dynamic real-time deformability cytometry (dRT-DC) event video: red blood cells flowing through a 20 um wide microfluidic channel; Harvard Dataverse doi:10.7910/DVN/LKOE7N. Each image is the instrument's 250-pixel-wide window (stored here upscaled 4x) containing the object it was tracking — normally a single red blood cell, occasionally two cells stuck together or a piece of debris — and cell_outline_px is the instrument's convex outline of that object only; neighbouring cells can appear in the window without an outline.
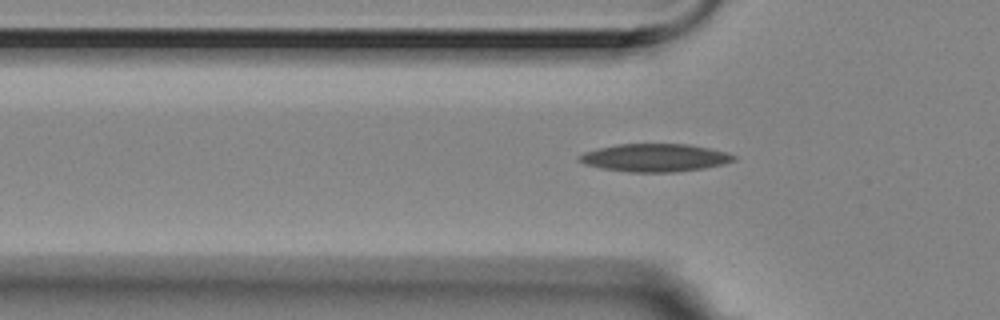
{"species": "Egyptian fruit bat (a non-hibernating species)", "species_latin": "Rousettus aegyptiacus", "temperature_condition": "room temperature", "stored_images_in_passage": 35, "camera_frame_rate_fps": 3000, "um_per_image_px": 0.085, "animal": {"sex": "female"}, "frame": {"image": 1, "passage_image": 3, "time_ms": 0.667, "image_size_px": [1000, 320], "cell_outline_px": [[736, 160], [724, 164], [704, 168], [676, 172], [628, 172], [600, 168], [584, 164], [576, 160], [576, 156], [584, 152], [616, 144], [688, 144], [728, 152], [736, 156]], "centroid_in_image_um": [55.64, 13.41], "position_along_channel_um": 70.2, "area_um2": 25.32}}
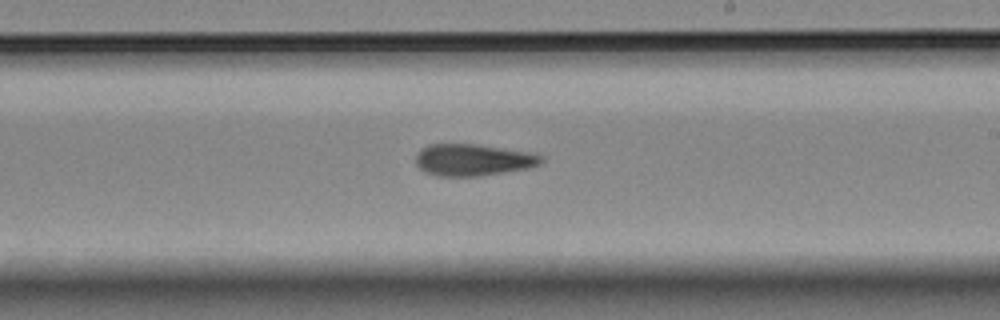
{"frame": {"image": 2, "passage_image": 18, "time_ms": 5.667, "image_size_px": [1000, 320], "cell_outline_px": [[544, 160], [540, 164], [532, 168], [480, 176], [436, 176], [424, 172], [416, 164], [416, 152], [420, 148], [428, 144], [476, 144], [536, 152], [544, 156]], "centroid_in_image_um": [40.26, 13.58], "position_along_channel_um": 248.7, "area_um2": 23.87}}
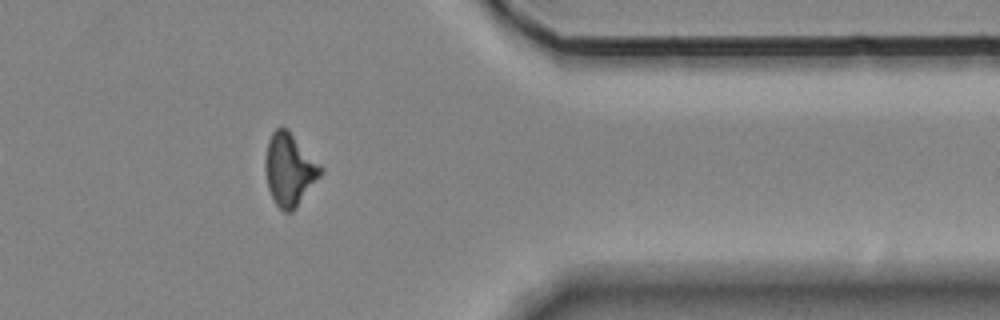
{"frame": {"image": 3, "passage_image": 31, "time_ms": 10.0, "image_size_px": [1000, 320], "cell_outline_px": [[324, 172], [296, 208], [292, 212], [284, 212], [276, 204], [268, 188], [264, 168], [264, 160], [268, 140], [272, 132], [276, 128], [288, 128], [324, 168]], "centroid_in_image_um": [24.61, 14.4], "position_along_channel_um": 386.8, "area_um2": 23.64}, "authors_computed_cell_mechanics": {"area_um2": 23.5824, "velocity_mm_per_s": 3.5497, "shape_relaxation_time_tau1_ms": null, "shape_relaxation_time_tau2_ms": 4.8337, "deformation_change_tau1": null, "deformation_change_tau2": 0.146}}